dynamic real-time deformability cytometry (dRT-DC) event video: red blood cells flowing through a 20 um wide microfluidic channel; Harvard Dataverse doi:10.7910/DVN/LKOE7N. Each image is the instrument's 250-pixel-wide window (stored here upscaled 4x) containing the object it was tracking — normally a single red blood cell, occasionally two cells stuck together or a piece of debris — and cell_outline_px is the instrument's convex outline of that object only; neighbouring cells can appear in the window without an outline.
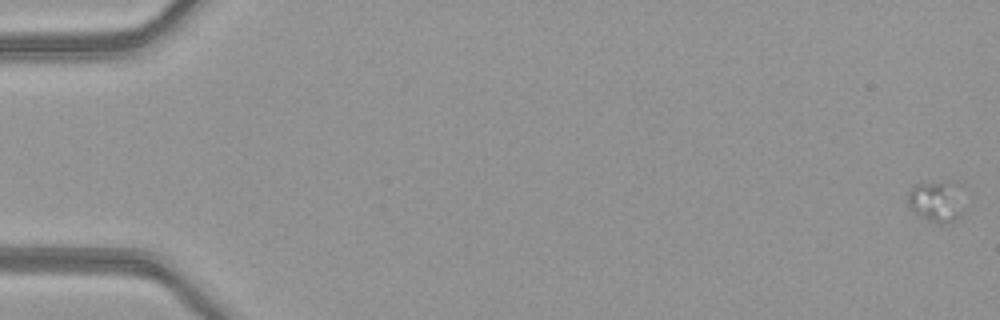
{"species": "common noctule bat (a hibernating species)", "species_latin": "Nyctalus noctula", "temperature_condition": "warm", "stored_images_in_passage": 52, "camera_frame_rate_fps": 3000, "um_per_image_px": 0.085, "animal": {"sex": "female", "body_mass_g": 21.9}, "frame": {"image": 1, "passage_image": 1, "time_ms": 0.0, "image_size_px": [1000, 320], "cell_outline_px": [[960, 216], [956, 220], [944, 224], [940, 224], [920, 216], [908, 208], [908, 192], [912, 184], [944, 180], [956, 180], [960, 184]], "centroid_in_image_um": [79.56, 17.05], "position_along_channel_um": 5.4, "area_um2": 13.81}}
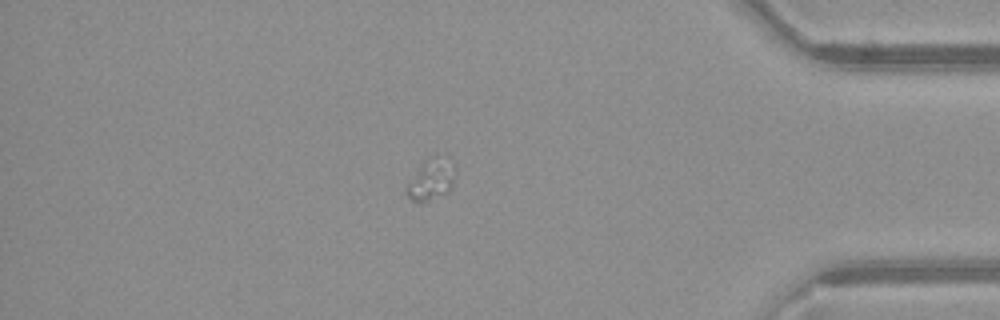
{"frame": {"image": 2, "passage_image": 45, "time_ms": 14.667, "image_size_px": [1000, 320], "cell_outline_px": [[456, 172], [452, 184], [448, 192], [420, 204], [416, 204], [408, 196], [404, 188], [424, 160], [436, 152]], "centroid_in_image_um": [36.59, 15.29], "position_along_channel_um": 398.6, "area_um2": 11.56}}
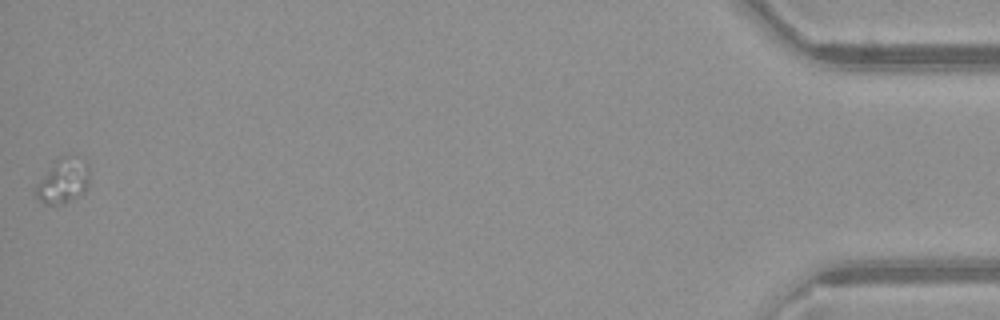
{"frame": {"image": 3, "passage_image": 52, "time_ms": 17.0, "image_size_px": [1000, 320], "cell_outline_px": [[88, 188], [84, 192], [64, 204], [44, 204], [36, 196], [32, 188], [56, 156], [84, 160], [88, 164]], "centroid_in_image_um": [5.3, 15.39], "position_along_channel_um": 429.9, "area_um2": 14.22}}